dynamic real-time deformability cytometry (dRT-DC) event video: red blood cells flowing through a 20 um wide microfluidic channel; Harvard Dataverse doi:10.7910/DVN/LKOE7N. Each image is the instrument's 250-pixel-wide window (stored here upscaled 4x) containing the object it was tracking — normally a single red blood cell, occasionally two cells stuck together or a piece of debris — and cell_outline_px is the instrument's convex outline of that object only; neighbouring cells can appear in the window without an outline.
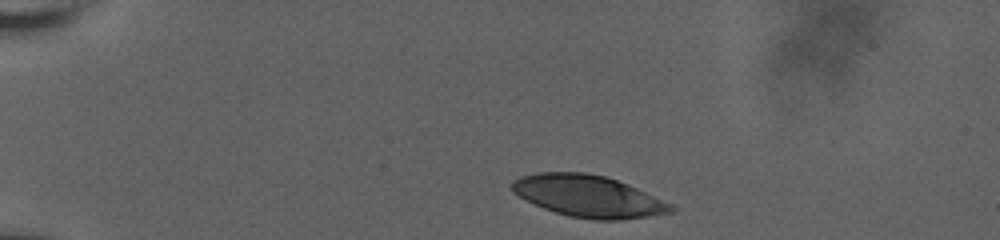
{"species": "human", "species_latin": "Homo sapiens", "temperature_condition": "room temperature", "stored_images_in_passage": 5, "camera_frame_rate_fps": 3000, "um_per_image_px": 0.085, "donor": {"sex": "male"}, "frame": {"image": 1, "passage_image": 1, "time_ms": 0.0, "image_size_px": [1000, 240], "cell_outline_px": [[676, 208], [672, 212], [648, 216], [620, 220], [592, 220], [568, 216], [544, 208], [512, 192], [512, 180], [520, 176], [536, 172], [584, 172], [604, 176], [628, 184], [672, 204]], "centroid_in_image_um": [50.01, 16.67], "position_along_channel_um": 35.0, "area_um2": 38.55}}
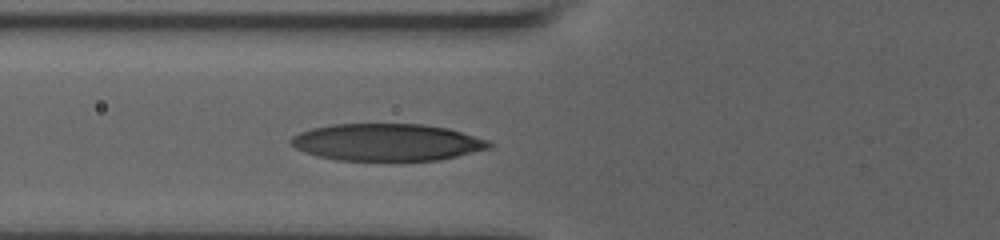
{"frame": {"image": 2, "passage_image": 5, "time_ms": 3.667, "image_size_px": [1000, 240], "cell_outline_px": [[492, 148], [440, 160], [392, 164], [336, 160], [304, 152], [296, 148], [288, 140], [292, 136], [300, 132], [312, 128], [332, 124], [424, 124], [448, 128], [488, 140], [492, 144]], "centroid_in_image_um": [32.91, 12.14], "position_along_channel_um": 92.9, "area_um2": 44.33}}